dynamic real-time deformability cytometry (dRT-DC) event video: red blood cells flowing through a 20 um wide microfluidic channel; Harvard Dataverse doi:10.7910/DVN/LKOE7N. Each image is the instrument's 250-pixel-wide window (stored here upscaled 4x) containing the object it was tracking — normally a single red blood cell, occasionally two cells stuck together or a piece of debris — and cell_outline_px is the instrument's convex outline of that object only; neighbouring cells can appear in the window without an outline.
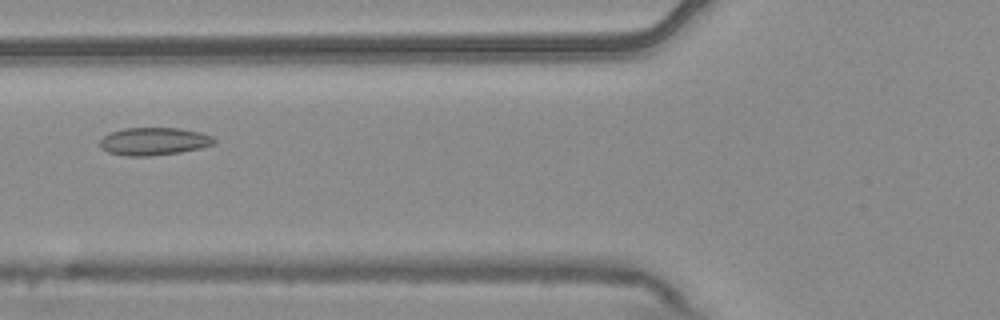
{"species": "common noctule bat (a hibernating species)", "species_latin": "Nyctalus noctula", "temperature_condition": "warm", "stored_images_in_passage": 6, "camera_frame_rate_fps": 3000, "um_per_image_px": 0.085, "animal": {"sex": "male", "body_mass_g": 20.4}, "frame": {"image": 1, "passage_image": 6, "time_ms": 1.667, "image_size_px": [1000, 320], "cell_outline_px": [[216, 144], [200, 148], [180, 152], [148, 156], [128, 156], [108, 152], [100, 148], [100, 140], [104, 136], [112, 132], [124, 128], [180, 128], [200, 132], [212, 136], [216, 140]], "centroid_in_image_um": [13.1, 12.01], "position_along_channel_um": 112.7, "area_um2": 18.44}}